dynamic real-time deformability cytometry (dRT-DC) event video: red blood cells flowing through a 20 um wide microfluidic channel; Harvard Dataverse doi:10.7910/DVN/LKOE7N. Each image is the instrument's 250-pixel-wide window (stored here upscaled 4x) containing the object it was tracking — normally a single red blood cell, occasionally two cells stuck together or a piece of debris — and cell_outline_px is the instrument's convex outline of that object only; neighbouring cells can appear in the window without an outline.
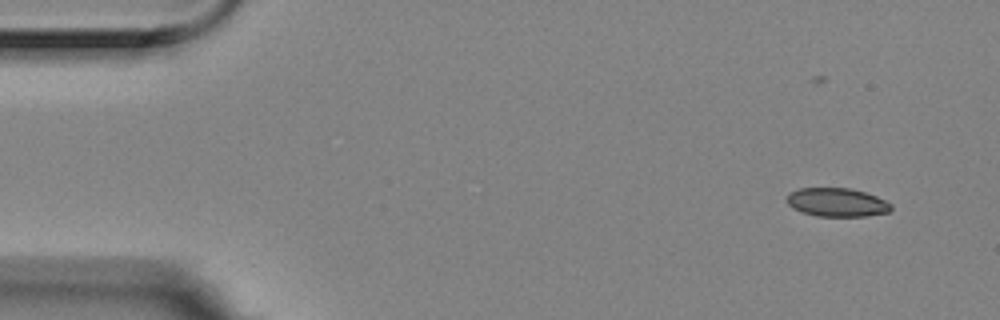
{"species": "Egyptian fruit bat (a non-hibernating species)", "species_latin": "Rousettus aegyptiacus", "temperature_condition": "room temperature", "stored_images_in_passage": 6, "camera_frame_rate_fps": 3000, "um_per_image_px": 0.085, "animal": {"sex": "female"}, "frame": {"image": 1, "passage_image": 3, "time_ms": 0.667, "image_size_px": [1000, 320], "cell_outline_px": [[892, 208], [888, 212], [868, 216], [816, 216], [800, 212], [792, 208], [788, 204], [788, 192], [800, 188], [852, 188], [876, 196], [892, 204]], "centroid_in_image_um": [71.13, 17.2], "position_along_channel_um": 13.9, "area_um2": 17.46}}
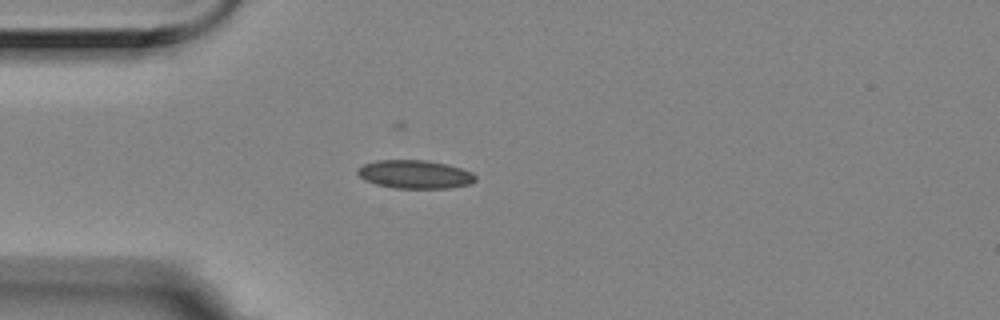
{"frame": {"image": 2, "passage_image": 5, "time_ms": 1.333, "image_size_px": [1000, 320], "cell_outline_px": [[476, 180], [472, 184], [448, 188], [396, 188], [376, 184], [364, 180], [356, 172], [356, 168], [364, 164], [376, 160], [424, 160], [448, 164], [472, 172], [476, 176]], "centroid_in_image_um": [35.27, 14.81], "position_along_channel_um": 49.7, "area_um2": 19.59}}